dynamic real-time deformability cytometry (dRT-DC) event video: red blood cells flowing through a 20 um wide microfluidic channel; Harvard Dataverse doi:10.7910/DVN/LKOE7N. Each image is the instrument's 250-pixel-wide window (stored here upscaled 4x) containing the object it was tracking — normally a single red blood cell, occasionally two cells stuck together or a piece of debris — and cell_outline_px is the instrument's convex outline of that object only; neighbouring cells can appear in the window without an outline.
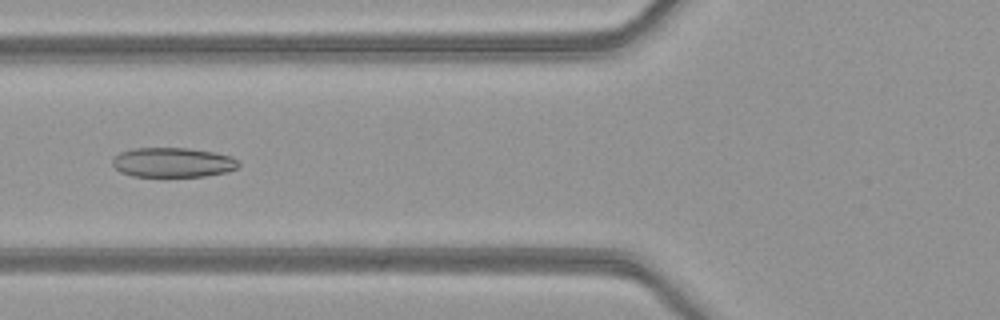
{"species": "common noctule bat (a hibernating species)", "species_latin": "Nyctalus noctula", "temperature_condition": "warm", "stored_images_in_passage": 47, "camera_frame_rate_fps": 3000, "um_per_image_px": 0.085, "animal": {"sex": "female", "body_mass_g": 21.9}, "frame": {"image": 1, "passage_image": 20, "time_ms": 6.333, "image_size_px": [1000, 320], "cell_outline_px": [[240, 164], [236, 168], [228, 172], [204, 176], [132, 176], [120, 172], [112, 164], [112, 160], [120, 152], [132, 148], [188, 148], [216, 152], [232, 156]], "centroid_in_image_um": [14.7, 13.8], "position_along_channel_um": 111.1, "area_um2": 21.85}}
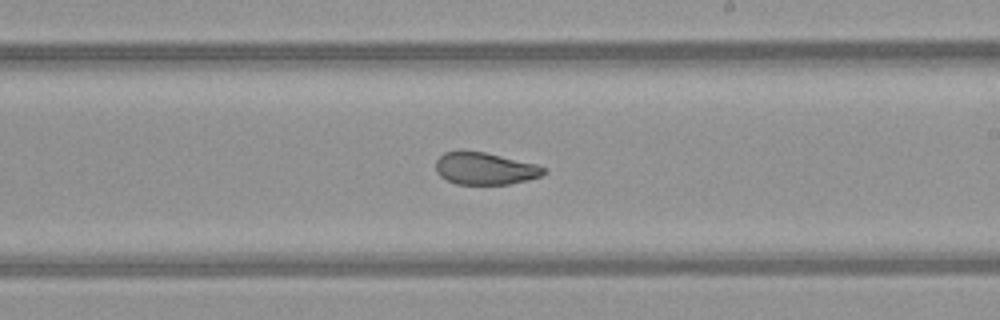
{"frame": {"image": 2, "passage_image": 30, "time_ms": 9.667, "image_size_px": [1000, 320], "cell_outline_px": [[548, 172], [540, 176], [528, 180], [508, 184], [456, 184], [440, 176], [436, 172], [436, 160], [444, 152], [484, 152], [536, 164], [544, 168]], "centroid_in_image_um": [41.23, 14.34], "position_along_channel_um": 247.8, "area_um2": 19.94}}
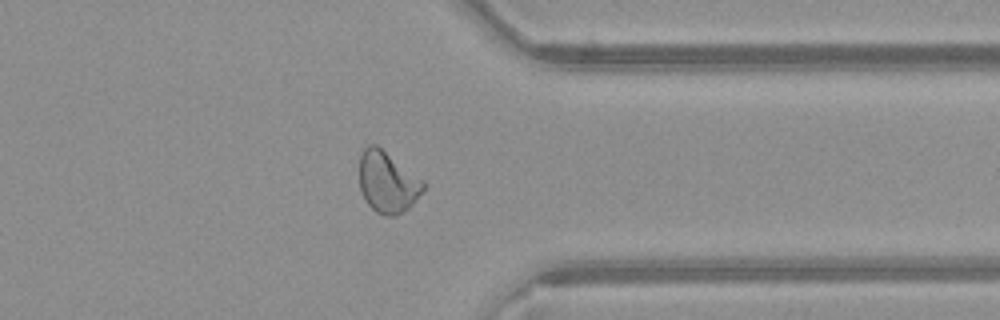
{"frame": {"image": 3, "passage_image": 40, "time_ms": 13.0, "image_size_px": [1000, 320], "cell_outline_px": [[424, 188], [412, 204], [408, 208], [396, 216], [384, 216], [376, 212], [368, 204], [360, 188], [360, 152], [368, 144], [376, 144], [420, 180], [424, 184]], "centroid_in_image_um": [32.88, 15.5], "position_along_channel_um": 378.5, "area_um2": 22.14}}